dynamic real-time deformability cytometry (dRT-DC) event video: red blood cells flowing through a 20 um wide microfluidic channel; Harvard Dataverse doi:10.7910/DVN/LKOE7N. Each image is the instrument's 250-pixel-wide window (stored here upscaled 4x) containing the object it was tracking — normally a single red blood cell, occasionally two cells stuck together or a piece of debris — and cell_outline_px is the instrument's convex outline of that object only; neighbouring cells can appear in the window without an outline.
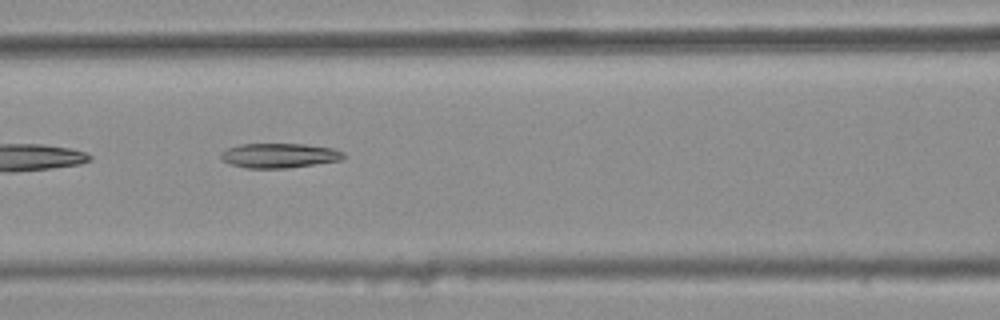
{"species": "common noctule bat (a hibernating species)", "species_latin": "Nyctalus noctula", "temperature_condition": "warm", "stored_images_in_passage": 6, "camera_frame_rate_fps": 3000, "um_per_image_px": 0.085, "animal": {"sex": "female", "body_mass_g": 25.1}, "frame": {"image": 1, "passage_image": 5, "time_ms": 1.333, "image_size_px": [1000, 320], "cell_outline_px": [[344, 156], [340, 160], [288, 168], [244, 168], [228, 164], [220, 156], [220, 152], [228, 148], [240, 144], [304, 144], [332, 148], [344, 152]], "centroid_in_image_um": [23.69, 13.22], "position_along_channel_um": 142.9, "area_um2": 17.57}}